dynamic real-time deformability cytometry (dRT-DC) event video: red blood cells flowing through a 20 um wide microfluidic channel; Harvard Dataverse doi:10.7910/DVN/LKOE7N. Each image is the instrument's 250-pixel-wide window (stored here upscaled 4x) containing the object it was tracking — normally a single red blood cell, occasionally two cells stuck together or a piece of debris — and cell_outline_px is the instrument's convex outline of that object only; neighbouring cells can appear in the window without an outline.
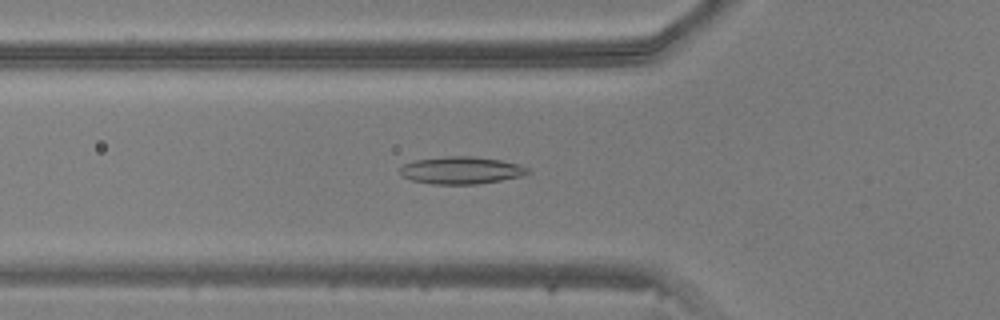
{"species": "common noctule bat (a hibernating species)", "species_latin": "Nyctalus noctula", "temperature_condition": "warm", "stored_images_in_passage": 48, "camera_frame_rate_fps": 3000, "um_per_image_px": 0.085, "animal": {"sex": "male", "body_mass_g": 20.5, "forearm_length_mm": 52.5}, "frame": {"image": 1, "passage_image": 17, "time_ms": 5.333, "image_size_px": [1000, 320], "cell_outline_px": [[532, 172], [524, 176], [476, 184], [432, 184], [412, 180], [404, 176], [400, 172], [400, 168], [404, 164], [416, 160], [444, 156], [472, 156], [500, 160], [520, 164], [528, 168]], "centroid_in_image_um": [39.25, 14.47], "position_along_channel_um": 86.5, "area_um2": 20.35}}
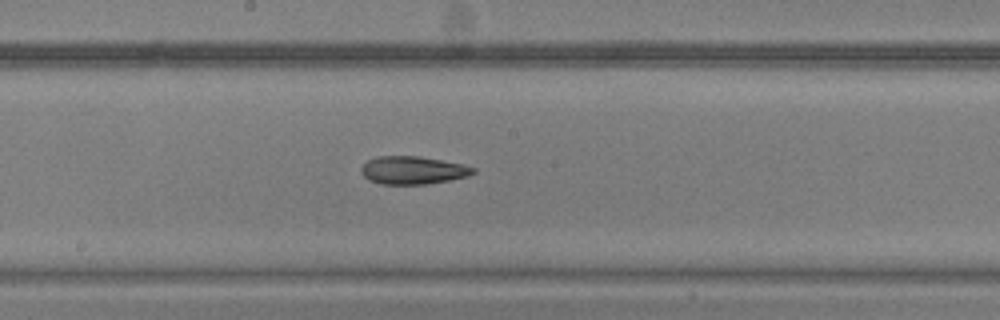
{"frame": {"image": 2, "passage_image": 26, "time_ms": 8.333, "image_size_px": [1000, 320], "cell_outline_px": [[476, 172], [468, 176], [428, 184], [380, 184], [368, 180], [360, 172], [360, 168], [368, 160], [376, 156], [420, 156], [460, 164], [476, 168]], "centroid_in_image_um": [35.06, 14.47], "position_along_channel_um": 213.1, "area_um2": 18.21}}
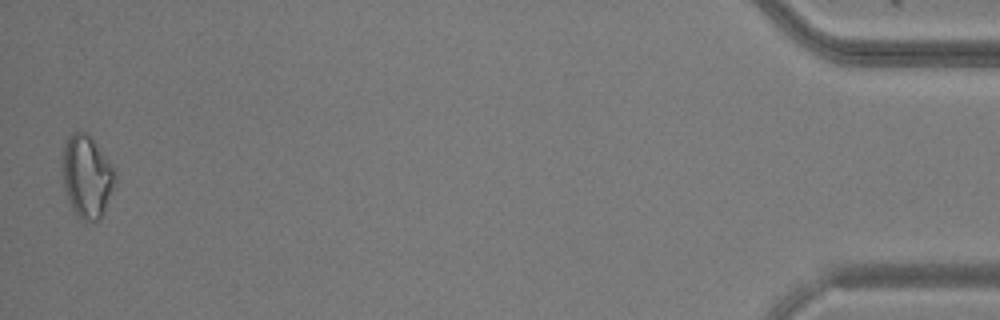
{"frame": {"image": 3, "passage_image": 48, "time_ms": 15.667, "image_size_px": [1000, 320], "cell_outline_px": [[116, 184], [104, 212], [100, 220], [92, 224], [84, 224], [76, 216], [68, 200], [64, 188], [64, 140], [72, 132], [88, 132], [92, 136], [116, 168]], "centroid_in_image_um": [7.44, 15.04], "position_along_channel_um": 427.8, "area_um2": 26.18}}